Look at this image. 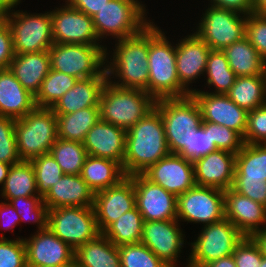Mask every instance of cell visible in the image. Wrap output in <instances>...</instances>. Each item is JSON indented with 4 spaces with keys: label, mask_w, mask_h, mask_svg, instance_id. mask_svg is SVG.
Returning a JSON list of instances; mask_svg holds the SVG:
<instances>
[{
    "label": "cell",
    "mask_w": 266,
    "mask_h": 267,
    "mask_svg": "<svg viewBox=\"0 0 266 267\" xmlns=\"http://www.w3.org/2000/svg\"><path fill=\"white\" fill-rule=\"evenodd\" d=\"M110 0H65L70 7L82 11L92 17L101 10Z\"/></svg>",
    "instance_id": "obj_54"
},
{
    "label": "cell",
    "mask_w": 266,
    "mask_h": 267,
    "mask_svg": "<svg viewBox=\"0 0 266 267\" xmlns=\"http://www.w3.org/2000/svg\"><path fill=\"white\" fill-rule=\"evenodd\" d=\"M224 208L225 218L244 236H251L266 227V206L239 194L232 188L224 190Z\"/></svg>",
    "instance_id": "obj_23"
},
{
    "label": "cell",
    "mask_w": 266,
    "mask_h": 267,
    "mask_svg": "<svg viewBox=\"0 0 266 267\" xmlns=\"http://www.w3.org/2000/svg\"><path fill=\"white\" fill-rule=\"evenodd\" d=\"M11 165L0 162V186L3 188L5 180L8 176Z\"/></svg>",
    "instance_id": "obj_59"
},
{
    "label": "cell",
    "mask_w": 266,
    "mask_h": 267,
    "mask_svg": "<svg viewBox=\"0 0 266 267\" xmlns=\"http://www.w3.org/2000/svg\"><path fill=\"white\" fill-rule=\"evenodd\" d=\"M237 267H260L262 254L250 236H245L232 253Z\"/></svg>",
    "instance_id": "obj_49"
},
{
    "label": "cell",
    "mask_w": 266,
    "mask_h": 267,
    "mask_svg": "<svg viewBox=\"0 0 266 267\" xmlns=\"http://www.w3.org/2000/svg\"><path fill=\"white\" fill-rule=\"evenodd\" d=\"M14 9L6 18L15 54L48 51L53 42L50 11L28 13Z\"/></svg>",
    "instance_id": "obj_10"
},
{
    "label": "cell",
    "mask_w": 266,
    "mask_h": 267,
    "mask_svg": "<svg viewBox=\"0 0 266 267\" xmlns=\"http://www.w3.org/2000/svg\"><path fill=\"white\" fill-rule=\"evenodd\" d=\"M210 6L233 10L245 16L253 13V0H209Z\"/></svg>",
    "instance_id": "obj_53"
},
{
    "label": "cell",
    "mask_w": 266,
    "mask_h": 267,
    "mask_svg": "<svg viewBox=\"0 0 266 267\" xmlns=\"http://www.w3.org/2000/svg\"><path fill=\"white\" fill-rule=\"evenodd\" d=\"M26 267H74V266H58V265H55V266H33V265H27Z\"/></svg>",
    "instance_id": "obj_60"
},
{
    "label": "cell",
    "mask_w": 266,
    "mask_h": 267,
    "mask_svg": "<svg viewBox=\"0 0 266 267\" xmlns=\"http://www.w3.org/2000/svg\"><path fill=\"white\" fill-rule=\"evenodd\" d=\"M20 217L15 208L10 202H0V229L5 231H14V228L19 225Z\"/></svg>",
    "instance_id": "obj_52"
},
{
    "label": "cell",
    "mask_w": 266,
    "mask_h": 267,
    "mask_svg": "<svg viewBox=\"0 0 266 267\" xmlns=\"http://www.w3.org/2000/svg\"><path fill=\"white\" fill-rule=\"evenodd\" d=\"M20 3L21 0H0V19H6Z\"/></svg>",
    "instance_id": "obj_55"
},
{
    "label": "cell",
    "mask_w": 266,
    "mask_h": 267,
    "mask_svg": "<svg viewBox=\"0 0 266 267\" xmlns=\"http://www.w3.org/2000/svg\"><path fill=\"white\" fill-rule=\"evenodd\" d=\"M203 267H237L233 255H229L204 265Z\"/></svg>",
    "instance_id": "obj_57"
},
{
    "label": "cell",
    "mask_w": 266,
    "mask_h": 267,
    "mask_svg": "<svg viewBox=\"0 0 266 267\" xmlns=\"http://www.w3.org/2000/svg\"><path fill=\"white\" fill-rule=\"evenodd\" d=\"M260 267H266V257H262V262L260 263Z\"/></svg>",
    "instance_id": "obj_61"
},
{
    "label": "cell",
    "mask_w": 266,
    "mask_h": 267,
    "mask_svg": "<svg viewBox=\"0 0 266 267\" xmlns=\"http://www.w3.org/2000/svg\"><path fill=\"white\" fill-rule=\"evenodd\" d=\"M50 154L64 174L80 175L88 153L83 143L57 138Z\"/></svg>",
    "instance_id": "obj_39"
},
{
    "label": "cell",
    "mask_w": 266,
    "mask_h": 267,
    "mask_svg": "<svg viewBox=\"0 0 266 267\" xmlns=\"http://www.w3.org/2000/svg\"><path fill=\"white\" fill-rule=\"evenodd\" d=\"M202 227L197 239L189 244L192 248L186 259L189 267H203L211 261L232 255L245 237L226 218Z\"/></svg>",
    "instance_id": "obj_9"
},
{
    "label": "cell",
    "mask_w": 266,
    "mask_h": 267,
    "mask_svg": "<svg viewBox=\"0 0 266 267\" xmlns=\"http://www.w3.org/2000/svg\"><path fill=\"white\" fill-rule=\"evenodd\" d=\"M108 77L80 79L51 108L55 114H69L88 107H99L100 96Z\"/></svg>",
    "instance_id": "obj_28"
},
{
    "label": "cell",
    "mask_w": 266,
    "mask_h": 267,
    "mask_svg": "<svg viewBox=\"0 0 266 267\" xmlns=\"http://www.w3.org/2000/svg\"><path fill=\"white\" fill-rule=\"evenodd\" d=\"M77 80L73 76L51 69L34 96L36 107L52 108L64 94L74 87Z\"/></svg>",
    "instance_id": "obj_38"
},
{
    "label": "cell",
    "mask_w": 266,
    "mask_h": 267,
    "mask_svg": "<svg viewBox=\"0 0 266 267\" xmlns=\"http://www.w3.org/2000/svg\"><path fill=\"white\" fill-rule=\"evenodd\" d=\"M243 139L245 144H266V104L248 112Z\"/></svg>",
    "instance_id": "obj_48"
},
{
    "label": "cell",
    "mask_w": 266,
    "mask_h": 267,
    "mask_svg": "<svg viewBox=\"0 0 266 267\" xmlns=\"http://www.w3.org/2000/svg\"><path fill=\"white\" fill-rule=\"evenodd\" d=\"M234 180L266 182V144H244L236 154Z\"/></svg>",
    "instance_id": "obj_34"
},
{
    "label": "cell",
    "mask_w": 266,
    "mask_h": 267,
    "mask_svg": "<svg viewBox=\"0 0 266 267\" xmlns=\"http://www.w3.org/2000/svg\"><path fill=\"white\" fill-rule=\"evenodd\" d=\"M205 75L206 85L214 86L212 94H226L234 85L236 75L230 68L228 60L222 50H210L207 59Z\"/></svg>",
    "instance_id": "obj_37"
},
{
    "label": "cell",
    "mask_w": 266,
    "mask_h": 267,
    "mask_svg": "<svg viewBox=\"0 0 266 267\" xmlns=\"http://www.w3.org/2000/svg\"><path fill=\"white\" fill-rule=\"evenodd\" d=\"M15 135L21 161L49 154L58 138L57 116L51 108L35 107L15 120Z\"/></svg>",
    "instance_id": "obj_5"
},
{
    "label": "cell",
    "mask_w": 266,
    "mask_h": 267,
    "mask_svg": "<svg viewBox=\"0 0 266 267\" xmlns=\"http://www.w3.org/2000/svg\"><path fill=\"white\" fill-rule=\"evenodd\" d=\"M169 154L162 116L154 108L126 131L122 168L126 176L142 174Z\"/></svg>",
    "instance_id": "obj_2"
},
{
    "label": "cell",
    "mask_w": 266,
    "mask_h": 267,
    "mask_svg": "<svg viewBox=\"0 0 266 267\" xmlns=\"http://www.w3.org/2000/svg\"><path fill=\"white\" fill-rule=\"evenodd\" d=\"M204 10L194 31L210 49L223 50L245 37V15L210 5Z\"/></svg>",
    "instance_id": "obj_12"
},
{
    "label": "cell",
    "mask_w": 266,
    "mask_h": 267,
    "mask_svg": "<svg viewBox=\"0 0 266 267\" xmlns=\"http://www.w3.org/2000/svg\"><path fill=\"white\" fill-rule=\"evenodd\" d=\"M250 237L258 245L262 256L266 257V227L254 232Z\"/></svg>",
    "instance_id": "obj_56"
},
{
    "label": "cell",
    "mask_w": 266,
    "mask_h": 267,
    "mask_svg": "<svg viewBox=\"0 0 266 267\" xmlns=\"http://www.w3.org/2000/svg\"><path fill=\"white\" fill-rule=\"evenodd\" d=\"M23 238L27 265L75 266V250L48 227Z\"/></svg>",
    "instance_id": "obj_17"
},
{
    "label": "cell",
    "mask_w": 266,
    "mask_h": 267,
    "mask_svg": "<svg viewBox=\"0 0 266 267\" xmlns=\"http://www.w3.org/2000/svg\"><path fill=\"white\" fill-rule=\"evenodd\" d=\"M140 0H110L92 16L100 42L111 36L115 42L139 33L151 21ZM105 37V38H104ZM114 37V38H113Z\"/></svg>",
    "instance_id": "obj_7"
},
{
    "label": "cell",
    "mask_w": 266,
    "mask_h": 267,
    "mask_svg": "<svg viewBox=\"0 0 266 267\" xmlns=\"http://www.w3.org/2000/svg\"><path fill=\"white\" fill-rule=\"evenodd\" d=\"M253 14L266 15V0H253Z\"/></svg>",
    "instance_id": "obj_58"
},
{
    "label": "cell",
    "mask_w": 266,
    "mask_h": 267,
    "mask_svg": "<svg viewBox=\"0 0 266 267\" xmlns=\"http://www.w3.org/2000/svg\"><path fill=\"white\" fill-rule=\"evenodd\" d=\"M210 47L194 32L176 43V68L180 84L191 94L189 84L205 76ZM199 77V78H198ZM194 81V82H193Z\"/></svg>",
    "instance_id": "obj_20"
},
{
    "label": "cell",
    "mask_w": 266,
    "mask_h": 267,
    "mask_svg": "<svg viewBox=\"0 0 266 267\" xmlns=\"http://www.w3.org/2000/svg\"><path fill=\"white\" fill-rule=\"evenodd\" d=\"M135 188L136 208L144 221L177 220V197L143 174L128 176Z\"/></svg>",
    "instance_id": "obj_15"
},
{
    "label": "cell",
    "mask_w": 266,
    "mask_h": 267,
    "mask_svg": "<svg viewBox=\"0 0 266 267\" xmlns=\"http://www.w3.org/2000/svg\"><path fill=\"white\" fill-rule=\"evenodd\" d=\"M126 130L101 119L88 131L83 141L88 155L110 159L123 165Z\"/></svg>",
    "instance_id": "obj_24"
},
{
    "label": "cell",
    "mask_w": 266,
    "mask_h": 267,
    "mask_svg": "<svg viewBox=\"0 0 266 267\" xmlns=\"http://www.w3.org/2000/svg\"><path fill=\"white\" fill-rule=\"evenodd\" d=\"M104 45L58 44L48 50L51 69L80 79L107 77Z\"/></svg>",
    "instance_id": "obj_8"
},
{
    "label": "cell",
    "mask_w": 266,
    "mask_h": 267,
    "mask_svg": "<svg viewBox=\"0 0 266 267\" xmlns=\"http://www.w3.org/2000/svg\"><path fill=\"white\" fill-rule=\"evenodd\" d=\"M241 195L266 206V182L263 180H233L231 187Z\"/></svg>",
    "instance_id": "obj_50"
},
{
    "label": "cell",
    "mask_w": 266,
    "mask_h": 267,
    "mask_svg": "<svg viewBox=\"0 0 266 267\" xmlns=\"http://www.w3.org/2000/svg\"><path fill=\"white\" fill-rule=\"evenodd\" d=\"M15 239H8L3 233L0 236V267L27 266L24 239Z\"/></svg>",
    "instance_id": "obj_45"
},
{
    "label": "cell",
    "mask_w": 266,
    "mask_h": 267,
    "mask_svg": "<svg viewBox=\"0 0 266 267\" xmlns=\"http://www.w3.org/2000/svg\"><path fill=\"white\" fill-rule=\"evenodd\" d=\"M143 217L136 206L111 223L102 234L115 246L140 243Z\"/></svg>",
    "instance_id": "obj_36"
},
{
    "label": "cell",
    "mask_w": 266,
    "mask_h": 267,
    "mask_svg": "<svg viewBox=\"0 0 266 267\" xmlns=\"http://www.w3.org/2000/svg\"><path fill=\"white\" fill-rule=\"evenodd\" d=\"M114 47L112 56L106 49V74L109 82L118 87L140 89L148 93L149 24L136 35L117 40ZM113 78L117 81H112Z\"/></svg>",
    "instance_id": "obj_1"
},
{
    "label": "cell",
    "mask_w": 266,
    "mask_h": 267,
    "mask_svg": "<svg viewBox=\"0 0 266 267\" xmlns=\"http://www.w3.org/2000/svg\"><path fill=\"white\" fill-rule=\"evenodd\" d=\"M36 107L34 95L7 69H0V115L20 119Z\"/></svg>",
    "instance_id": "obj_26"
},
{
    "label": "cell",
    "mask_w": 266,
    "mask_h": 267,
    "mask_svg": "<svg viewBox=\"0 0 266 267\" xmlns=\"http://www.w3.org/2000/svg\"><path fill=\"white\" fill-rule=\"evenodd\" d=\"M191 95L200 107L202 122L224 125L244 138L248 115L245 109L240 108L226 94H212L197 89Z\"/></svg>",
    "instance_id": "obj_19"
},
{
    "label": "cell",
    "mask_w": 266,
    "mask_h": 267,
    "mask_svg": "<svg viewBox=\"0 0 266 267\" xmlns=\"http://www.w3.org/2000/svg\"><path fill=\"white\" fill-rule=\"evenodd\" d=\"M160 112L170 154H180L188 145L193 129L202 124V113L192 95L182 98L156 100Z\"/></svg>",
    "instance_id": "obj_6"
},
{
    "label": "cell",
    "mask_w": 266,
    "mask_h": 267,
    "mask_svg": "<svg viewBox=\"0 0 266 267\" xmlns=\"http://www.w3.org/2000/svg\"><path fill=\"white\" fill-rule=\"evenodd\" d=\"M80 175L94 193L116 186L127 177L118 162L90 155Z\"/></svg>",
    "instance_id": "obj_29"
},
{
    "label": "cell",
    "mask_w": 266,
    "mask_h": 267,
    "mask_svg": "<svg viewBox=\"0 0 266 267\" xmlns=\"http://www.w3.org/2000/svg\"><path fill=\"white\" fill-rule=\"evenodd\" d=\"M63 6V7H62ZM53 42L58 44L102 45L92 17L67 5L50 10Z\"/></svg>",
    "instance_id": "obj_14"
},
{
    "label": "cell",
    "mask_w": 266,
    "mask_h": 267,
    "mask_svg": "<svg viewBox=\"0 0 266 267\" xmlns=\"http://www.w3.org/2000/svg\"><path fill=\"white\" fill-rule=\"evenodd\" d=\"M0 162L15 165L21 162L17 152L15 119L0 115Z\"/></svg>",
    "instance_id": "obj_43"
},
{
    "label": "cell",
    "mask_w": 266,
    "mask_h": 267,
    "mask_svg": "<svg viewBox=\"0 0 266 267\" xmlns=\"http://www.w3.org/2000/svg\"><path fill=\"white\" fill-rule=\"evenodd\" d=\"M178 220L144 221L140 242L169 267H178L185 234ZM177 264V265H176Z\"/></svg>",
    "instance_id": "obj_16"
},
{
    "label": "cell",
    "mask_w": 266,
    "mask_h": 267,
    "mask_svg": "<svg viewBox=\"0 0 266 267\" xmlns=\"http://www.w3.org/2000/svg\"><path fill=\"white\" fill-rule=\"evenodd\" d=\"M167 39L165 32H162L154 22L149 23L148 94L155 100L191 95L179 81L176 68V44H172Z\"/></svg>",
    "instance_id": "obj_3"
},
{
    "label": "cell",
    "mask_w": 266,
    "mask_h": 267,
    "mask_svg": "<svg viewBox=\"0 0 266 267\" xmlns=\"http://www.w3.org/2000/svg\"><path fill=\"white\" fill-rule=\"evenodd\" d=\"M74 267H121L118 246L101 233L75 250Z\"/></svg>",
    "instance_id": "obj_30"
},
{
    "label": "cell",
    "mask_w": 266,
    "mask_h": 267,
    "mask_svg": "<svg viewBox=\"0 0 266 267\" xmlns=\"http://www.w3.org/2000/svg\"><path fill=\"white\" fill-rule=\"evenodd\" d=\"M0 195L9 202L18 197L39 196L35 171L30 161L11 165Z\"/></svg>",
    "instance_id": "obj_35"
},
{
    "label": "cell",
    "mask_w": 266,
    "mask_h": 267,
    "mask_svg": "<svg viewBox=\"0 0 266 267\" xmlns=\"http://www.w3.org/2000/svg\"><path fill=\"white\" fill-rule=\"evenodd\" d=\"M236 154L217 150L193 161L197 186L227 190L232 187Z\"/></svg>",
    "instance_id": "obj_22"
},
{
    "label": "cell",
    "mask_w": 266,
    "mask_h": 267,
    "mask_svg": "<svg viewBox=\"0 0 266 267\" xmlns=\"http://www.w3.org/2000/svg\"><path fill=\"white\" fill-rule=\"evenodd\" d=\"M15 56L11 29L6 19H0V69H7Z\"/></svg>",
    "instance_id": "obj_51"
},
{
    "label": "cell",
    "mask_w": 266,
    "mask_h": 267,
    "mask_svg": "<svg viewBox=\"0 0 266 267\" xmlns=\"http://www.w3.org/2000/svg\"><path fill=\"white\" fill-rule=\"evenodd\" d=\"M142 174L176 197L196 186L193 161L178 154L160 159Z\"/></svg>",
    "instance_id": "obj_18"
},
{
    "label": "cell",
    "mask_w": 266,
    "mask_h": 267,
    "mask_svg": "<svg viewBox=\"0 0 266 267\" xmlns=\"http://www.w3.org/2000/svg\"><path fill=\"white\" fill-rule=\"evenodd\" d=\"M47 227L74 250L101 234L93 206L48 209Z\"/></svg>",
    "instance_id": "obj_11"
},
{
    "label": "cell",
    "mask_w": 266,
    "mask_h": 267,
    "mask_svg": "<svg viewBox=\"0 0 266 267\" xmlns=\"http://www.w3.org/2000/svg\"><path fill=\"white\" fill-rule=\"evenodd\" d=\"M20 217V222L35 224L37 230L47 228L48 208L40 196L18 197L9 201ZM37 223V224H36Z\"/></svg>",
    "instance_id": "obj_41"
},
{
    "label": "cell",
    "mask_w": 266,
    "mask_h": 267,
    "mask_svg": "<svg viewBox=\"0 0 266 267\" xmlns=\"http://www.w3.org/2000/svg\"><path fill=\"white\" fill-rule=\"evenodd\" d=\"M209 138L214 142L217 149L226 150L237 154L243 147L244 139L236 131L224 125L209 122Z\"/></svg>",
    "instance_id": "obj_46"
},
{
    "label": "cell",
    "mask_w": 266,
    "mask_h": 267,
    "mask_svg": "<svg viewBox=\"0 0 266 267\" xmlns=\"http://www.w3.org/2000/svg\"><path fill=\"white\" fill-rule=\"evenodd\" d=\"M217 150L215 143L209 138V122H202L198 129L191 131L189 145L179 155L194 161Z\"/></svg>",
    "instance_id": "obj_44"
},
{
    "label": "cell",
    "mask_w": 266,
    "mask_h": 267,
    "mask_svg": "<svg viewBox=\"0 0 266 267\" xmlns=\"http://www.w3.org/2000/svg\"><path fill=\"white\" fill-rule=\"evenodd\" d=\"M155 103L144 90L118 87L108 80L100 96V119L127 131L152 111Z\"/></svg>",
    "instance_id": "obj_4"
},
{
    "label": "cell",
    "mask_w": 266,
    "mask_h": 267,
    "mask_svg": "<svg viewBox=\"0 0 266 267\" xmlns=\"http://www.w3.org/2000/svg\"><path fill=\"white\" fill-rule=\"evenodd\" d=\"M225 218L224 190L194 186L177 197V220L208 225Z\"/></svg>",
    "instance_id": "obj_13"
},
{
    "label": "cell",
    "mask_w": 266,
    "mask_h": 267,
    "mask_svg": "<svg viewBox=\"0 0 266 267\" xmlns=\"http://www.w3.org/2000/svg\"><path fill=\"white\" fill-rule=\"evenodd\" d=\"M135 206V188L128 176L118 185L96 192L93 207L100 232Z\"/></svg>",
    "instance_id": "obj_21"
},
{
    "label": "cell",
    "mask_w": 266,
    "mask_h": 267,
    "mask_svg": "<svg viewBox=\"0 0 266 267\" xmlns=\"http://www.w3.org/2000/svg\"><path fill=\"white\" fill-rule=\"evenodd\" d=\"M236 77L266 75V61L246 37L222 50Z\"/></svg>",
    "instance_id": "obj_31"
},
{
    "label": "cell",
    "mask_w": 266,
    "mask_h": 267,
    "mask_svg": "<svg viewBox=\"0 0 266 267\" xmlns=\"http://www.w3.org/2000/svg\"><path fill=\"white\" fill-rule=\"evenodd\" d=\"M56 116L58 138L83 143L88 131L100 119V107H88Z\"/></svg>",
    "instance_id": "obj_33"
},
{
    "label": "cell",
    "mask_w": 266,
    "mask_h": 267,
    "mask_svg": "<svg viewBox=\"0 0 266 267\" xmlns=\"http://www.w3.org/2000/svg\"><path fill=\"white\" fill-rule=\"evenodd\" d=\"M121 267H169L144 244L118 246Z\"/></svg>",
    "instance_id": "obj_42"
},
{
    "label": "cell",
    "mask_w": 266,
    "mask_h": 267,
    "mask_svg": "<svg viewBox=\"0 0 266 267\" xmlns=\"http://www.w3.org/2000/svg\"><path fill=\"white\" fill-rule=\"evenodd\" d=\"M95 193L81 175L64 174L43 198L48 209L94 206Z\"/></svg>",
    "instance_id": "obj_25"
},
{
    "label": "cell",
    "mask_w": 266,
    "mask_h": 267,
    "mask_svg": "<svg viewBox=\"0 0 266 267\" xmlns=\"http://www.w3.org/2000/svg\"><path fill=\"white\" fill-rule=\"evenodd\" d=\"M30 163L35 171L38 195L44 198L52 185L58 182L64 173L50 153L37 156L31 159Z\"/></svg>",
    "instance_id": "obj_40"
},
{
    "label": "cell",
    "mask_w": 266,
    "mask_h": 267,
    "mask_svg": "<svg viewBox=\"0 0 266 267\" xmlns=\"http://www.w3.org/2000/svg\"><path fill=\"white\" fill-rule=\"evenodd\" d=\"M226 95L247 112L266 104V75L236 77Z\"/></svg>",
    "instance_id": "obj_32"
},
{
    "label": "cell",
    "mask_w": 266,
    "mask_h": 267,
    "mask_svg": "<svg viewBox=\"0 0 266 267\" xmlns=\"http://www.w3.org/2000/svg\"><path fill=\"white\" fill-rule=\"evenodd\" d=\"M245 37L266 61V15L246 16Z\"/></svg>",
    "instance_id": "obj_47"
},
{
    "label": "cell",
    "mask_w": 266,
    "mask_h": 267,
    "mask_svg": "<svg viewBox=\"0 0 266 267\" xmlns=\"http://www.w3.org/2000/svg\"><path fill=\"white\" fill-rule=\"evenodd\" d=\"M9 70L22 86L35 96L51 70L49 52L15 54Z\"/></svg>",
    "instance_id": "obj_27"
}]
</instances>
